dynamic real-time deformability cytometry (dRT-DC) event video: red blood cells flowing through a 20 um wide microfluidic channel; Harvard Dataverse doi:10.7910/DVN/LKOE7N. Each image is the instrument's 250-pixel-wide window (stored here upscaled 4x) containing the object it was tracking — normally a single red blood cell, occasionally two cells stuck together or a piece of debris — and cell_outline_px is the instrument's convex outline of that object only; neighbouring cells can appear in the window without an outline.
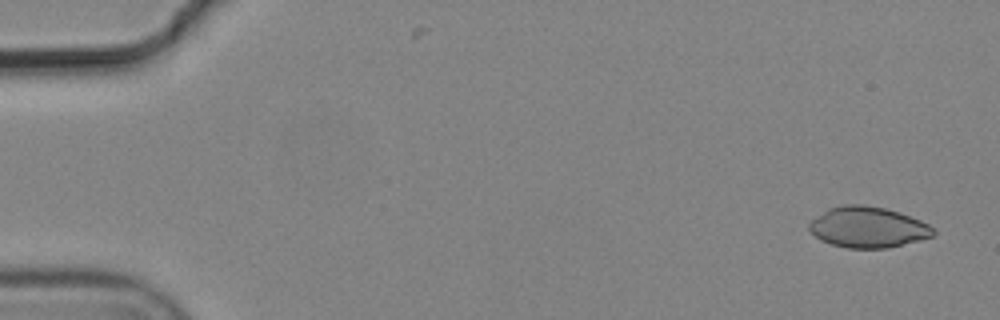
{"species": "common noctule bat (a hibernating species)", "species_latin": "Nyctalus noctula", "temperature_condition": "cold", "stored_images_in_passage": 4, "camera_frame_rate_fps": 3000, "um_per_image_px": 0.085, "animal": {"sex": "male", "body_mass_g": 19.2, "forearm_length_mm": 51.8}, "frame": {"image": 1, "passage_image": 1, "time_ms": 0.0, "image_size_px": [1000, 320], "cell_outline_px": [[936, 232], [932, 236], [920, 240], [888, 248], [848, 248], [832, 244], [820, 240], [808, 228], [808, 224], [812, 220], [828, 208], [844, 204], [864, 204], [884, 208], [900, 212], [920, 220], [936, 228]], "centroid_in_image_um": [73.79, 19.31], "position_along_channel_um": 11.2, "area_um2": 29.59}}